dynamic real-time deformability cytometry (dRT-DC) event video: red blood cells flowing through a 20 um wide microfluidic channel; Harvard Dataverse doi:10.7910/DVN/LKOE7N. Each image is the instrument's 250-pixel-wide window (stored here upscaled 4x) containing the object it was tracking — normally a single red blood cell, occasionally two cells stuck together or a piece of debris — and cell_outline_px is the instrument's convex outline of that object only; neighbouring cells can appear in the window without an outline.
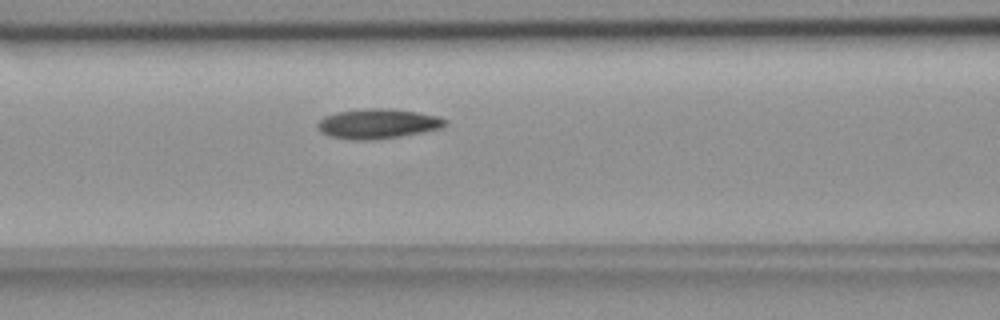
{"species": "common noctule bat (a hibernating species)", "species_latin": "Nyctalus noctula", "temperature_condition": "room temperature", "stored_images_in_passage": 51, "camera_frame_rate_fps": 3000, "um_per_image_px": 0.085, "animal": {"sex": "female", "body_mass_g": 18.4}, "frame": {"image": 1, "passage_image": 19, "time_ms": 6.0, "image_size_px": [1000, 320], "cell_outline_px": [[448, 124], [444, 128], [400, 136], [376, 140], [352, 140], [328, 136], [320, 132], [316, 128], [316, 124], [324, 116], [336, 112], [364, 108], [392, 108], [440, 116], [448, 120]], "centroid_in_image_um": [32.12, 10.51], "position_along_channel_um": 134.5, "area_um2": 22.66}}
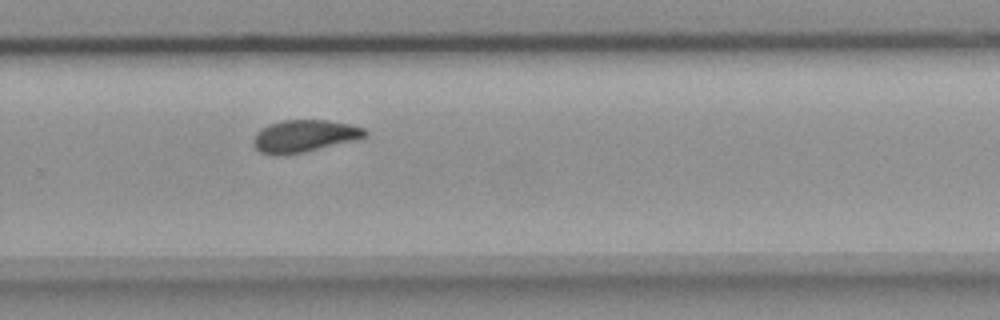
{"frame": {"image": 2, "passage_image": 33, "time_ms": 10.667, "image_size_px": [1000, 320], "cell_outline_px": [[368, 136], [356, 140], [304, 152], [284, 156], [272, 156], [260, 152], [256, 148], [252, 140], [256, 132], [260, 128], [268, 124], [284, 120], [328, 120], [348, 124], [364, 128], [368, 132]], "centroid_in_image_um": [25.84, 11.58], "position_along_channel_um": 304.0, "area_um2": 21.27}}
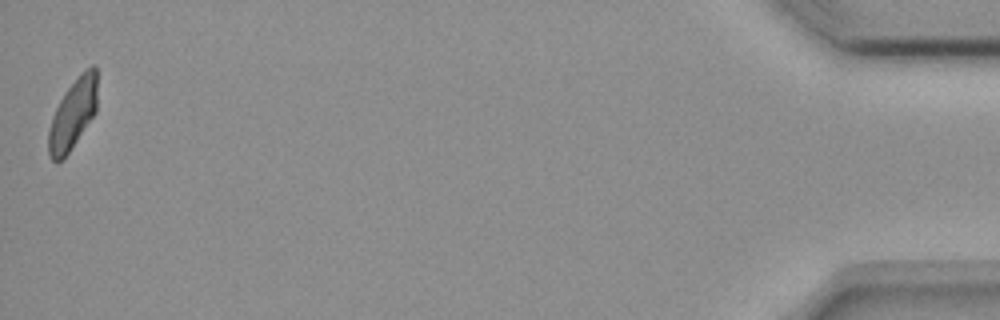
{"frame": {"image": 3, "passage_image": 51, "time_ms": 16.667, "image_size_px": [1000, 320], "cell_outline_px": [[96, 112], [68, 152], [56, 164], [52, 160], [48, 152], [48, 132], [52, 116], [64, 92], [80, 72], [92, 64], [96, 64]], "centroid_in_image_um": [6.18, 9.66], "position_along_channel_um": 429.0, "area_um2": 19.77}, "authors_computed_cell_mechanics": {"area_um2": 21.3282, "velocity_mm_per_s": 3.6376, "shape_relaxation_time_tau1_ms": 8.4674, "shape_relaxation_time_tau2_ms": 3.7611, "deformation_change_tau1": 0.1729, "deformation_change_tau2": 0.0941}}